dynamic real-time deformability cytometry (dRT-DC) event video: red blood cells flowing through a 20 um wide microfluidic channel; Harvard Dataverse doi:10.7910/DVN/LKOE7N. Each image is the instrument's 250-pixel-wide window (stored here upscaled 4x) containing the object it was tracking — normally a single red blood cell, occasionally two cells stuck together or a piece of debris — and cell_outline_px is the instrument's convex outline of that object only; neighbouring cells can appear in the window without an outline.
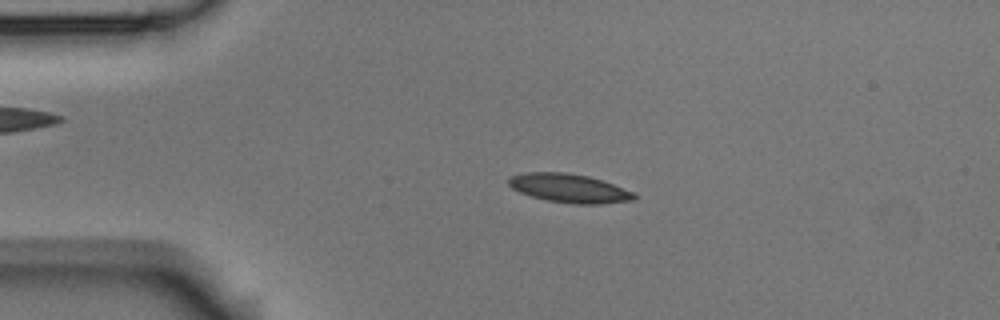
{"species": "Egyptian fruit bat (a non-hibernating species)", "species_latin": "Rousettus aegyptiacus", "temperature_condition": "room temperature", "stored_images_in_passage": 5, "camera_frame_rate_fps": 3000, "um_per_image_px": 0.085, "animal": {"sex": "male"}, "frame": {"image": 1, "passage_image": 4, "time_ms": 3.667, "image_size_px": [1000, 320], "cell_outline_px": [[636, 200], [600, 204], [572, 204], [548, 200], [532, 196], [520, 192], [512, 188], [508, 184], [508, 176], [528, 172], [564, 172], [588, 176], [636, 192]], "centroid_in_image_um": [48.4, 16.0], "position_along_channel_um": 36.6, "area_um2": 21.04}}